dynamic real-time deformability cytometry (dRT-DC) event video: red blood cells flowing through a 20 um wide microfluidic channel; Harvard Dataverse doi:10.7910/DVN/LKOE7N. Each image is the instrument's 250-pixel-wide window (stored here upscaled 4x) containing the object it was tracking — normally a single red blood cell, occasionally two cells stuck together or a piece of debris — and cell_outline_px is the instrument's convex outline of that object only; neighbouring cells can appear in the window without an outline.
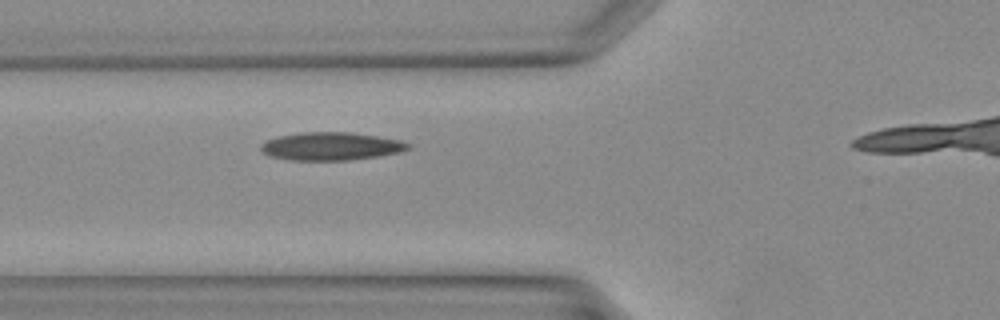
{"species": "Egyptian fruit bat (a non-hibernating species)", "species_latin": "Rousettus aegyptiacus", "temperature_condition": "warm", "stored_images_in_passage": 23, "camera_frame_rate_fps": 3000, "um_per_image_px": 0.085, "animal": {"sex": "female"}, "frame": {"image": 1, "passage_image": 4, "time_ms": 1.0, "image_size_px": [1000, 320], "cell_outline_px": [[412, 148], [400, 152], [380, 156], [348, 160], [292, 160], [272, 156], [264, 152], [260, 148], [260, 144], [268, 140], [280, 136], [300, 132], [348, 132], [376, 136], [400, 140], [412, 144]], "centroid_in_image_um": [28.19, 12.43], "position_along_channel_um": 97.6, "area_um2": 23.93}}
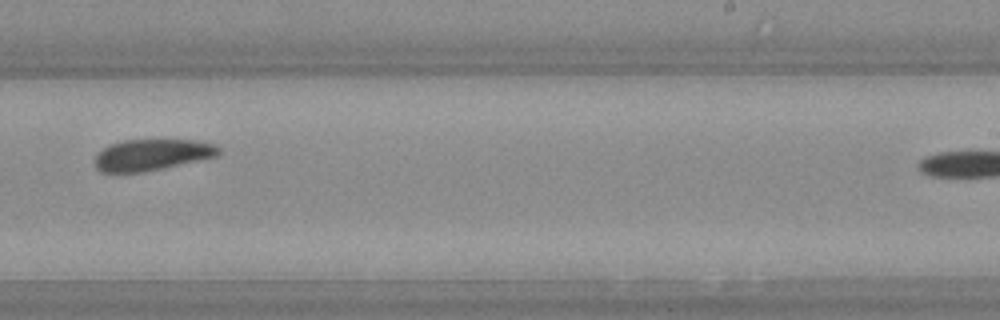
{"frame": {"image": 2, "passage_image": 14, "time_ms": 4.333, "image_size_px": [1000, 320], "cell_outline_px": [[220, 152], [216, 156], [164, 168], [144, 172], [100, 172], [96, 168], [96, 156], [104, 148], [112, 144], [124, 140], [196, 140], [216, 144], [220, 148]], "centroid_in_image_um": [12.95, 13.16], "position_along_channel_um": 276.1, "area_um2": 22.37}}